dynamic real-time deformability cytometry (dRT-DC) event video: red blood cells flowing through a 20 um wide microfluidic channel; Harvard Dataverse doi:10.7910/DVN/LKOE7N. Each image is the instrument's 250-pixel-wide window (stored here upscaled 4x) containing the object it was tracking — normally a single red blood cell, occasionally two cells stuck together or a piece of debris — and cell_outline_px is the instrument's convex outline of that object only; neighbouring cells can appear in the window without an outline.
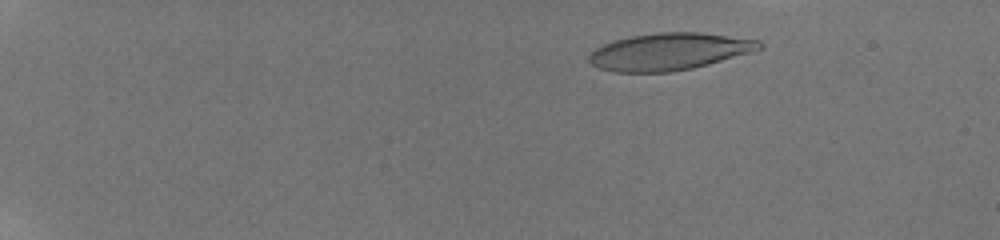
{"species": "human", "species_latin": "Homo sapiens", "temperature_condition": "room temperature", "stored_images_in_passage": 22, "camera_frame_rate_fps": 3000, "um_per_image_px": 0.085, "donor": {"sex": "male"}, "frame": {"image": 1, "passage_image": 4, "time_ms": 3.0, "image_size_px": [1000, 240], "cell_outline_px": [[764, 48], [708, 64], [692, 68], [672, 72], [616, 72], [600, 68], [592, 64], [588, 60], [588, 56], [596, 48], [604, 44], [616, 40], [632, 36], [660, 32], [700, 32], [760, 40], [764, 44]], "centroid_in_image_um": [56.91, 4.38], "position_along_channel_um": 28.1, "area_um2": 36.59}}
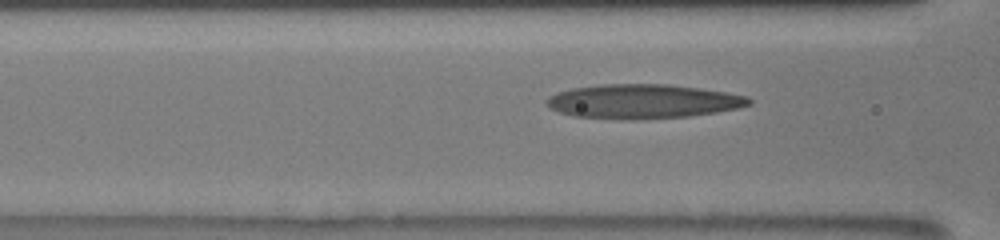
{"frame": {"image": 2, "passage_image": 16, "time_ms": 8.667, "image_size_px": [1000, 240], "cell_outline_px": [[752, 104], [736, 108], [716, 112], [688, 116], [628, 120], [620, 120], [572, 116], [548, 108], [544, 104], [544, 100], [548, 96], [556, 92], [572, 88], [600, 84], [668, 84], [724, 92], [748, 96], [752, 100]], "centroid_in_image_um": [54.55, 8.62], "position_along_channel_um": 112.0, "area_um2": 40.63}}
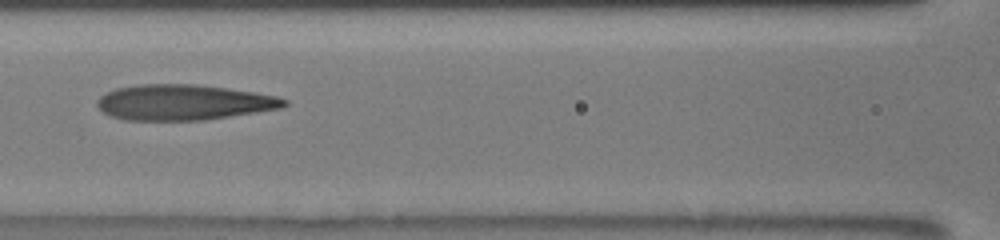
{"frame": {"image": 3, "passage_image": 19, "time_ms": 9.667, "image_size_px": [1000, 240], "cell_outline_px": [[288, 104], [284, 108], [204, 120], [124, 120], [112, 116], [104, 112], [96, 104], [96, 100], [100, 96], [116, 88], [140, 84], [192, 84], [224, 88], [252, 92], [276, 96], [288, 100]], "centroid_in_image_um": [15.61, 8.7], "position_along_channel_um": 151.0, "area_um2": 38.55}}